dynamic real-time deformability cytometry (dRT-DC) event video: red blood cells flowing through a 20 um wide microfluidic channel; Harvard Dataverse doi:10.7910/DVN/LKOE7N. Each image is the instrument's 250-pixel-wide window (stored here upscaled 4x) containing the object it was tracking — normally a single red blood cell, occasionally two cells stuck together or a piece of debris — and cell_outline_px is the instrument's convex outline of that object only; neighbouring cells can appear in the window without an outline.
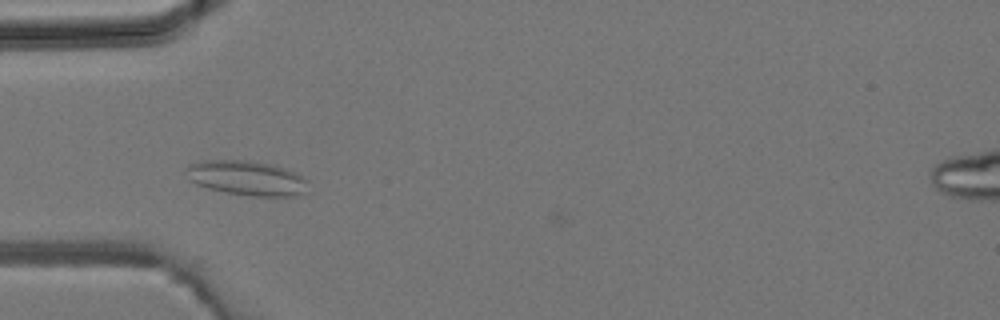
{"species": "common noctule bat (a hibernating species)", "species_latin": "Nyctalus noctula", "temperature_condition": "room temperature", "stored_images_in_passage": 11, "camera_frame_rate_fps": 3000, "um_per_image_px": 0.085, "animal": {"sex": "male", "body_mass_g": 19.2, "forearm_length_mm": 51.8}, "frame": {"image": 1, "passage_image": 9, "time_ms": 2.667, "image_size_px": [1000, 320], "cell_outline_px": [[308, 192], [292, 196], [252, 196], [228, 192], [208, 188], [196, 184], [184, 172], [188, 164], [204, 160], [248, 160], [276, 164], [288, 168], [296, 172], [308, 180]], "centroid_in_image_um": [21.03, 15.11], "position_along_channel_um": 64.0, "area_um2": 25.03}}